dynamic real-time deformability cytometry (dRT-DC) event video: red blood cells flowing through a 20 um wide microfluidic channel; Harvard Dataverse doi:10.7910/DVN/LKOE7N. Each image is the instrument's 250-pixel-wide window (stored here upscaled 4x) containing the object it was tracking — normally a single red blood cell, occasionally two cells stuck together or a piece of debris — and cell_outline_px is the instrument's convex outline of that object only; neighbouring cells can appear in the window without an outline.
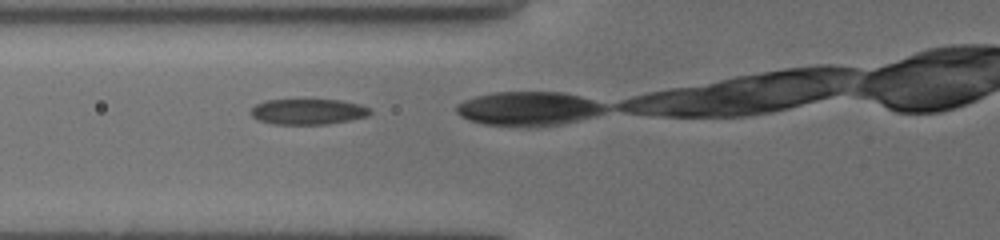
{"species": "common noctule bat (a hibernating species)", "species_latin": "Nyctalus noctula", "temperature_condition": "cold", "stored_images_in_passage": 5, "camera_frame_rate_fps": 3000, "um_per_image_px": 0.085, "animal": {"sex": "female", "body_mass_g": 19.5, "forearm_length_mm": 54.1}, "frame": {"image": 1, "passage_image": 2, "time_ms": 0.333, "image_size_px": [1000, 240], "cell_outline_px": [[372, 112], [368, 116], [328, 124], [272, 124], [256, 120], [252, 116], [252, 108], [256, 104], [264, 100], [340, 100], [360, 104], [368, 108]], "centroid_in_image_um": [26.16, 9.49], "position_along_channel_um": 99.6, "area_um2": 17.74}}
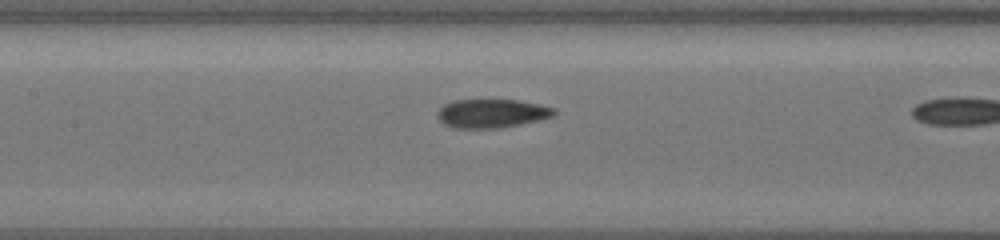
{"frame": {"image": 2, "passage_image": 4, "time_ms": 1.0, "image_size_px": [1000, 240], "cell_outline_px": [[556, 116], [520, 124], [496, 128], [456, 128], [444, 124], [436, 116], [436, 112], [444, 104], [452, 100], [520, 100], [540, 104], [556, 108]], "centroid_in_image_um": [41.81, 9.63], "position_along_channel_um": 165.6, "area_um2": 19.65}}